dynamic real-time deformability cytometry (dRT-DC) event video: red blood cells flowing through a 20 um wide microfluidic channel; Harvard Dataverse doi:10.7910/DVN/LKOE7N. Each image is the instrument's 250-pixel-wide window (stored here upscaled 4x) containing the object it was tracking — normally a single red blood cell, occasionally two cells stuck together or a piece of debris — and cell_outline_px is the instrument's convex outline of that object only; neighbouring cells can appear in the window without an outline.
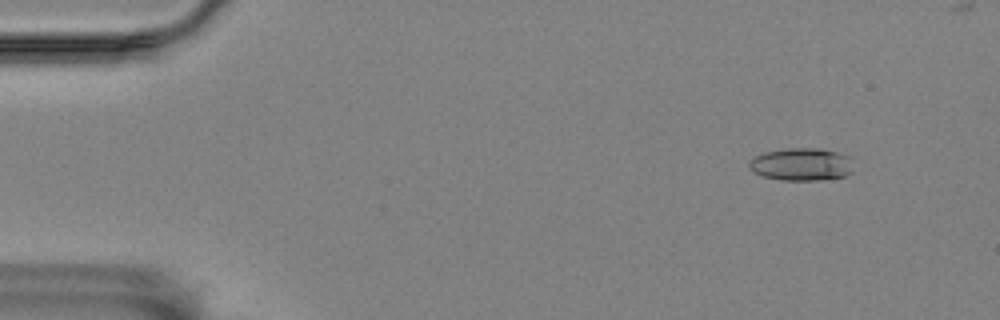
{"species": "Egyptian fruit bat (a non-hibernating species)", "species_latin": "Rousettus aegyptiacus", "temperature_condition": "room temperature", "stored_images_in_passage": 8, "camera_frame_rate_fps": 3000, "um_per_image_px": 0.085, "animal": {"sex": "female"}, "frame": {"image": 1, "passage_image": 1, "time_ms": 0.0, "image_size_px": [1000, 320], "cell_outline_px": [[852, 172], [844, 176], [820, 180], [780, 180], [764, 176], [752, 172], [748, 168], [748, 164], [756, 156], [764, 152], [792, 148], [820, 148], [852, 156]], "centroid_in_image_um": [68.15, 13.97], "position_along_channel_um": 16.9, "area_um2": 19.94}}
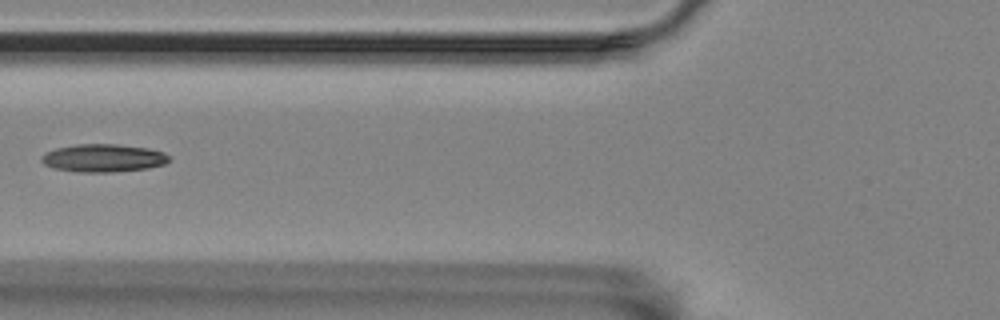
{"frame": {"image": 2, "passage_image": 6, "time_ms": 5.667, "image_size_px": [1000, 320], "cell_outline_px": [[172, 160], [164, 164], [148, 168], [112, 172], [76, 172], [52, 168], [44, 164], [40, 160], [40, 156], [44, 152], [56, 148], [76, 144], [116, 144], [148, 148], [164, 152], [172, 156]], "centroid_in_image_um": [8.78, 13.43], "position_along_channel_um": 117.0, "area_um2": 21.1}}
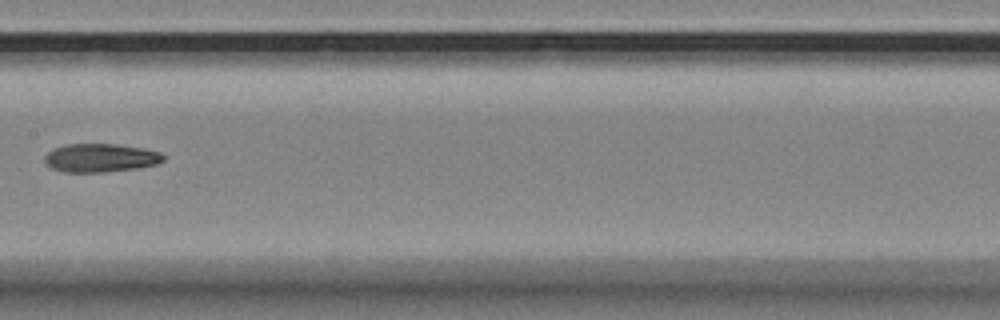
{"frame": {"image": 3, "passage_image": 8, "time_ms": 8.0, "image_size_px": [1000, 320], "cell_outline_px": [[164, 160], [156, 164], [136, 168], [104, 172], [64, 172], [52, 168], [44, 160], [44, 156], [52, 148], [68, 144], [116, 144], [144, 148], [160, 152], [164, 156]], "centroid_in_image_um": [8.53, 13.41], "position_along_channel_um": 198.9, "area_um2": 19.65}}